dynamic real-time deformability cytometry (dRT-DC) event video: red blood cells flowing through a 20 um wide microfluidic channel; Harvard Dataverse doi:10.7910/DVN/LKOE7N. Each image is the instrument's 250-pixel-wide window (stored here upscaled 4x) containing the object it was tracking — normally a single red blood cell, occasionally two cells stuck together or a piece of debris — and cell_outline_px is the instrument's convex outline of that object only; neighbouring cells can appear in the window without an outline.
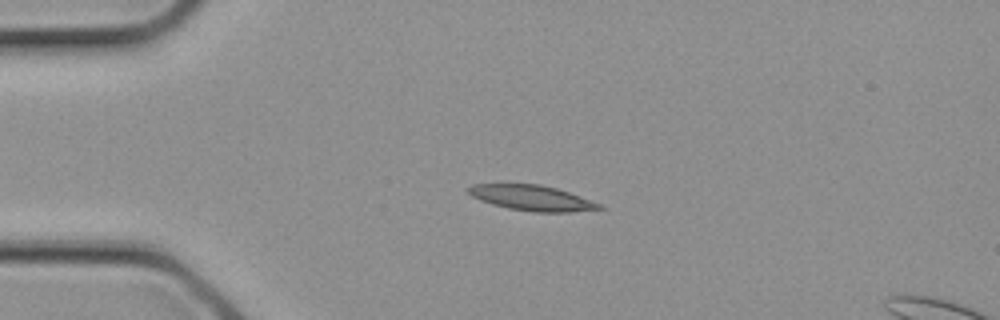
{"species": "common noctule bat (a hibernating species)", "species_latin": "Nyctalus noctula", "temperature_condition": "cold", "stored_images_in_passage": 1, "camera_frame_rate_fps": 3000, "um_per_image_px": 0.085, "animal": {"sex": "female", "body_mass_g": 21.9}, "frame": {"image": 1, "passage_image": 1, "time_ms": 0.0, "image_size_px": [1000, 320], "cell_outline_px": [[604, 208], [572, 212], [532, 212], [508, 208], [492, 204], [480, 200], [472, 196], [468, 192], [468, 188], [472, 184], [540, 184], [556, 188], [580, 196], [600, 204]], "centroid_in_image_um": [45.19, 16.82], "position_along_channel_um": 39.8, "area_um2": 19.19}}